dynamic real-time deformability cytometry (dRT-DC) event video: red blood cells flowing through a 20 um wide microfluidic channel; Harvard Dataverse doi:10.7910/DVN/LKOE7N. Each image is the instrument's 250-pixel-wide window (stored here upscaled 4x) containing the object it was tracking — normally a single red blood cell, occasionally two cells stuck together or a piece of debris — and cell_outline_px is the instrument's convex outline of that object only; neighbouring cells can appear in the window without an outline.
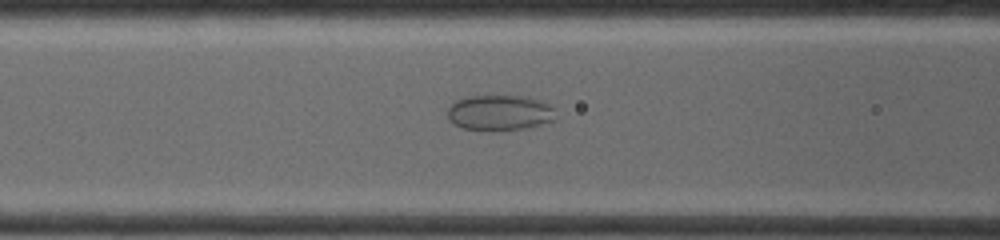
{"species": "common noctule bat (a hibernating species)", "species_latin": "Nyctalus noctula", "temperature_condition": "warm", "stored_images_in_passage": 66, "camera_frame_rate_fps": 4500, "um_per_image_px": 0.085, "animal": {"sex": "female", "body_mass_g": 19.0, "forearm_length_mm": 53.3}, "frame": {"image": 1, "passage_image": 19, "time_ms": 4.0, "image_size_px": [1000, 240], "cell_outline_px": [[556, 120], [524, 128], [492, 132], [488, 132], [464, 128], [448, 120], [448, 108], [456, 100], [468, 96], [524, 96], [540, 100], [548, 104], [552, 108], [556, 116]], "centroid_in_image_um": [42.46, 9.6], "position_along_channel_um": 124.1, "area_um2": 22.54}}
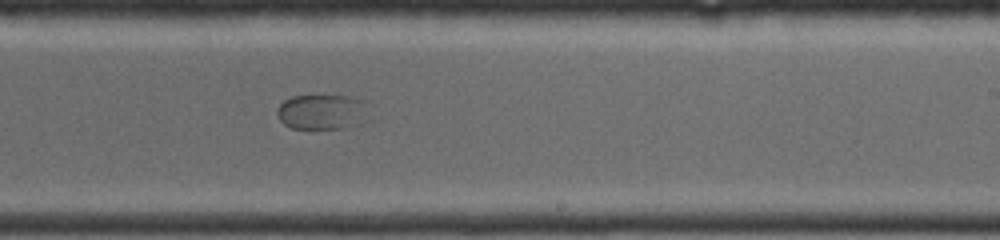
{"frame": {"image": 2, "passage_image": 35, "time_ms": 7.556, "image_size_px": [1000, 240], "cell_outline_px": [[360, 124], [344, 128], [292, 128], [284, 124], [280, 120], [276, 112], [276, 108], [284, 100], [292, 96], [348, 96], [360, 100]], "centroid_in_image_um": [27.17, 9.51], "position_along_channel_um": 261.8, "area_um2": 17.8}}
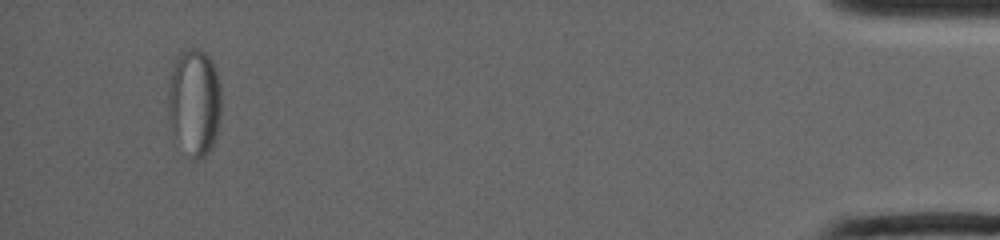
{"frame": {"image": 3, "passage_image": 66, "time_ms": 14.444, "image_size_px": [1000, 240], "cell_outline_px": [[220, 120], [212, 148], [204, 156], [196, 160], [192, 160], [172, 132], [168, 120], [168, 76], [176, 56], [188, 48], [196, 48], [204, 52], [212, 60], [220, 84]], "centroid_in_image_um": [16.5, 8.67], "position_along_channel_um": 418.7, "area_um2": 33.64}}